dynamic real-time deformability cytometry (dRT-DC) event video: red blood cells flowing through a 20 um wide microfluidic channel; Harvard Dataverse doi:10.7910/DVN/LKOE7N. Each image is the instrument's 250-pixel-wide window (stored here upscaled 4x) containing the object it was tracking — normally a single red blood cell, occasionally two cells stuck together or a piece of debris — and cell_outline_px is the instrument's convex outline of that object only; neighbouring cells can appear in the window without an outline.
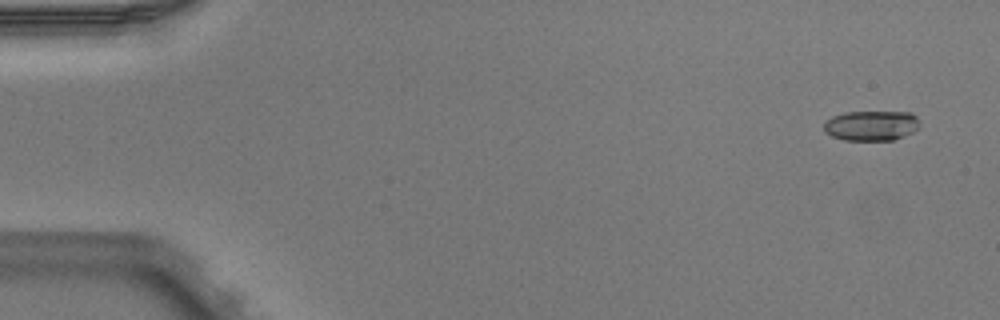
{"species": "Egyptian fruit bat (a non-hibernating species)", "species_latin": "Rousettus aegyptiacus", "temperature_condition": "warm", "stored_images_in_passage": 5, "camera_frame_rate_fps": 3000, "um_per_image_px": 0.085, "animal": {"sex": "male"}, "frame": {"image": 1, "passage_image": 1, "time_ms": 0.0, "image_size_px": [1000, 320], "cell_outline_px": [[920, 128], [904, 136], [892, 140], [844, 140], [832, 136], [824, 132], [824, 124], [832, 116], [844, 112], [912, 112], [916, 116], [920, 124]], "centroid_in_image_um": [74.08, 10.67], "position_along_channel_um": 10.9, "area_um2": 16.88}}
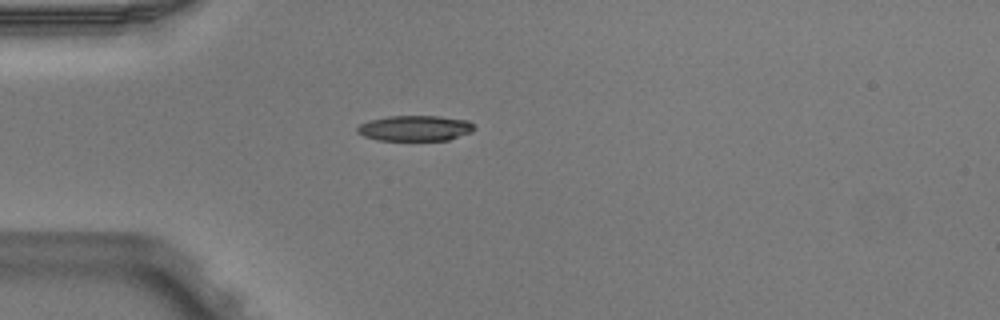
{"frame": {"image": 2, "passage_image": 4, "time_ms": 1.0, "image_size_px": [1000, 320], "cell_outline_px": [[476, 128], [472, 132], [448, 140], [376, 140], [364, 136], [356, 132], [356, 128], [360, 124], [368, 120], [388, 116], [440, 116], [468, 120]], "centroid_in_image_um": [35.27, 10.89], "position_along_channel_um": 49.7, "area_um2": 17.51}}